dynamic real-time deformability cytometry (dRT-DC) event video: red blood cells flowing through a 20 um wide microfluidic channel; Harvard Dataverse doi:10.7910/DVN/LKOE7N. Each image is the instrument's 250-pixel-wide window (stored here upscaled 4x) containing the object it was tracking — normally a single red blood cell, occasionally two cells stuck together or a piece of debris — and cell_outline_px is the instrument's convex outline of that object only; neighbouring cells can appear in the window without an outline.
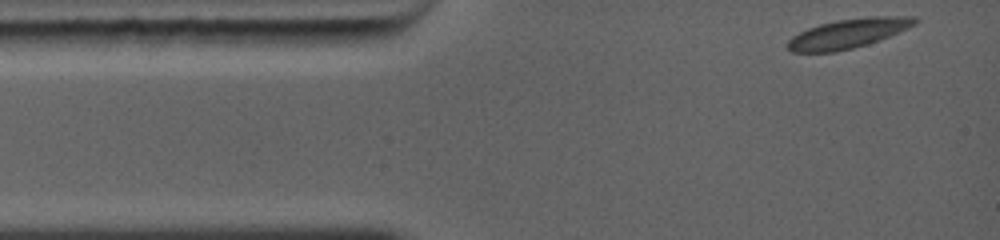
{"species": "common noctule bat (a hibernating species)", "species_latin": "Nyctalus noctula", "temperature_condition": "warm", "stored_images_in_passage": 36, "camera_frame_rate_fps": 5000, "um_per_image_px": 0.085, "animal": {"sex": "female", "body_mass_g": 19.0, "forearm_length_mm": 56.7}, "frame": {"image": 1, "passage_image": 1, "time_ms": 0.0, "image_size_px": [1000, 240], "cell_outline_px": [[920, 20], [916, 24], [908, 28], [888, 36], [852, 48], [836, 52], [792, 52], [788, 48], [788, 40], [792, 36], [808, 28], [820, 24], [836, 20], [868, 16], [916, 16]], "centroid_in_image_um": [72.11, 2.82], "position_along_channel_um": 12.9, "area_um2": 21.62}}
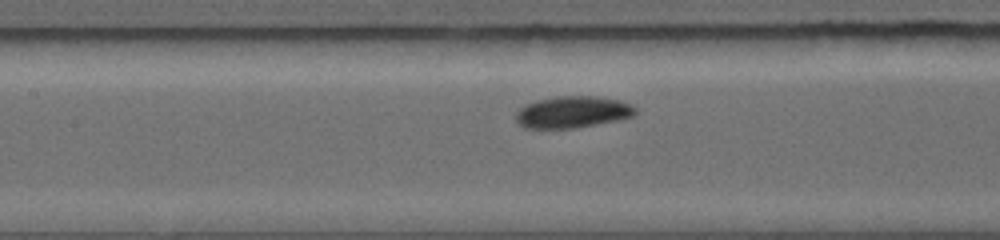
{"frame": {"image": 2, "passage_image": 16, "time_ms": 4.6, "image_size_px": [1000, 240], "cell_outline_px": [[636, 112], [632, 116], [616, 120], [576, 128], [524, 128], [516, 120], [516, 112], [524, 104], [536, 100], [556, 96], [596, 96], [620, 100], [632, 104], [636, 108]], "centroid_in_image_um": [48.65, 9.51], "position_along_channel_um": 158.7, "area_um2": 22.14}}
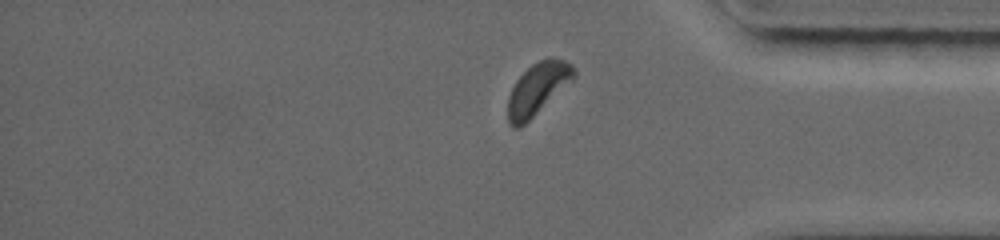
{"frame": {"image": 3, "passage_image": 31, "time_ms": 10.2, "image_size_px": [1000, 240], "cell_outline_px": [[576, 76], [572, 80], [520, 128], [512, 128], [508, 124], [508, 96], [516, 80], [532, 64], [548, 56], [564, 60], [572, 64], [576, 68]], "centroid_in_image_um": [45.7, 7.53], "position_along_channel_um": 389.5, "area_um2": 19.83}, "authors_computed_cell_mechanics": {"area_um2": 20.8658, "velocity_mm_per_s": 4.3227, "shape_relaxation_time_tau1_ms": 1.2182, "shape_relaxation_time_tau2_ms": null, "deformation_change_tau1": 0.0712, "deformation_change_tau2": null}}